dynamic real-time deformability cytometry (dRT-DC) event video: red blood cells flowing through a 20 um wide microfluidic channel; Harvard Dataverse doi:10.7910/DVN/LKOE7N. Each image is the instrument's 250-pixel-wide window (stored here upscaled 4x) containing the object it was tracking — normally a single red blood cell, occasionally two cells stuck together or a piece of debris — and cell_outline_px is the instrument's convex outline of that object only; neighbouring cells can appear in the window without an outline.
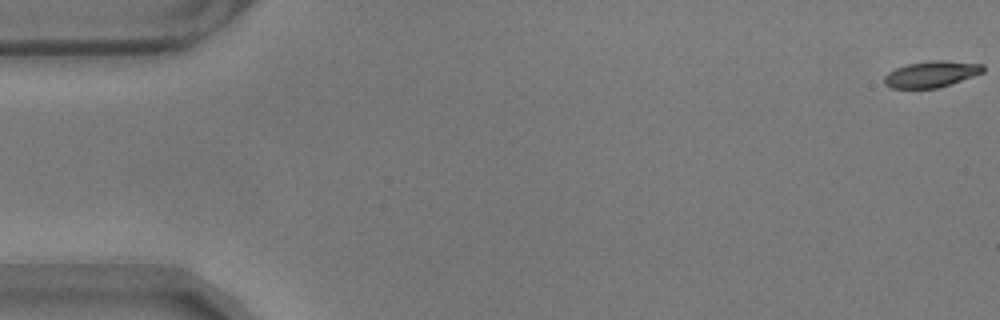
{"species": "common noctule bat (a hibernating species)", "species_latin": "Nyctalus noctula", "temperature_condition": "warm", "stored_images_in_passage": 58, "camera_frame_rate_fps": 3000, "um_per_image_px": 0.085, "animal": {"sex": "male", "body_mass_g": 17.9}, "frame": {"image": 1, "passage_image": 1, "time_ms": 0.0, "image_size_px": [1000, 320], "cell_outline_px": [[984, 72], [952, 84], [936, 88], [892, 88], [884, 84], [884, 76], [888, 72], [896, 68], [908, 64], [932, 60], [944, 60], [984, 64]], "centroid_in_image_um": [79.18, 6.3], "position_along_channel_um": 5.8, "area_um2": 15.14}}
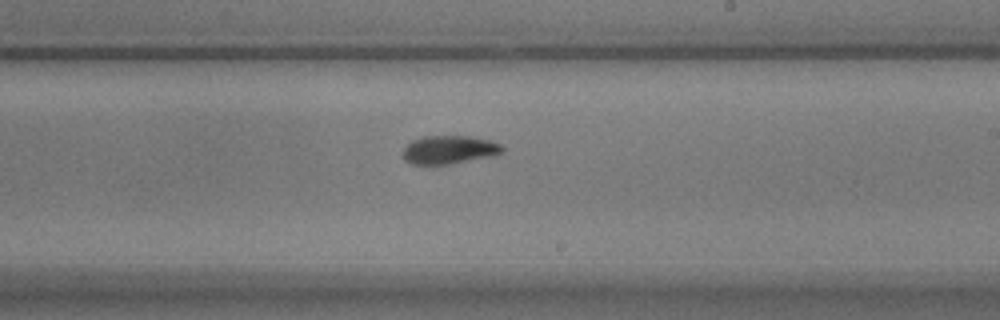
{"frame": {"image": 2, "passage_image": 34, "time_ms": 11.0, "image_size_px": [1000, 320], "cell_outline_px": [[504, 152], [496, 156], [448, 164], [412, 164], [404, 160], [404, 148], [412, 140], [424, 136], [468, 136], [488, 140], [500, 144], [504, 148]], "centroid_in_image_um": [38.22, 12.73], "position_along_channel_um": 250.8, "area_um2": 16.42}}
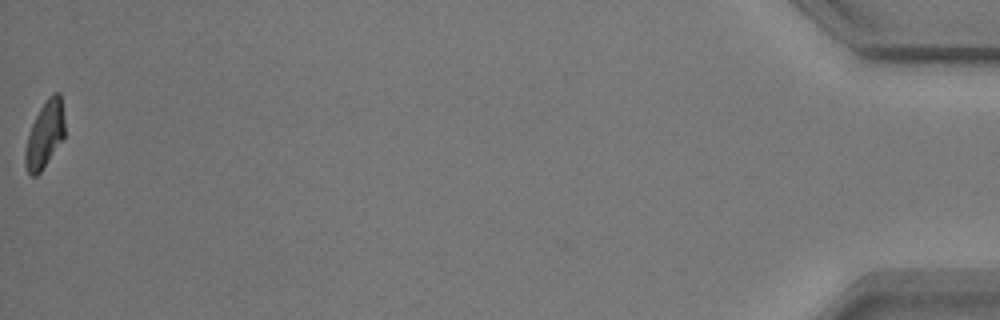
{"frame": {"image": 3, "passage_image": 58, "time_ms": 19.0, "image_size_px": [1000, 320], "cell_outline_px": [[64, 136], [40, 172], [36, 176], [32, 176], [28, 172], [24, 164], [24, 152], [28, 136], [32, 124], [40, 108], [48, 96], [52, 92], [60, 92], [64, 120]], "centroid_in_image_um": [3.79, 11.41], "position_along_channel_um": 431.4, "area_um2": 15.09}, "authors_computed_cell_mechanics": {"area_um2": 16.4152, "velocity_mm_per_s": 3.5148, "shape_relaxation_time_tau1_ms": 4.4247, "shape_relaxation_time_tau2_ms": 3.191, "deformation_change_tau1": 0.211, "deformation_change_tau2": 0.0868}}